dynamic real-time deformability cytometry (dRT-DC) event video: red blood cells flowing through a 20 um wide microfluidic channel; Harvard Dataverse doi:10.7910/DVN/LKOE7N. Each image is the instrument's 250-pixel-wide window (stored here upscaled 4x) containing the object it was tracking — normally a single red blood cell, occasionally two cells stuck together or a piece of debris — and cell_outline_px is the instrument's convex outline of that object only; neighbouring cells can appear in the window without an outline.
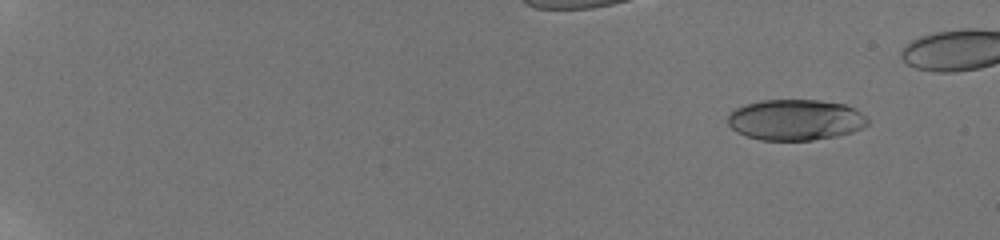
{"species": "human", "species_latin": "Homo sapiens", "temperature_condition": "room temperature", "stored_images_in_passage": 59, "camera_frame_rate_fps": 3000, "um_per_image_px": 0.085, "donor": {"sex": "male"}, "frame": {"image": 1, "passage_image": 3, "time_ms": 1.333, "image_size_px": [1000, 240], "cell_outline_px": [[868, 124], [852, 132], [836, 136], [812, 140], [760, 140], [736, 132], [728, 124], [728, 116], [736, 108], [744, 104], [764, 100], [820, 100], [844, 104], [856, 108], [868, 120]], "centroid_in_image_um": [67.61, 10.18], "position_along_channel_um": 17.4, "area_um2": 33.23}}
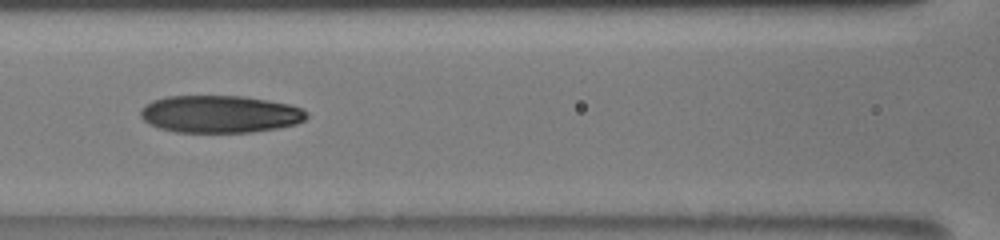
{"frame": {"image": 2, "passage_image": 33, "time_ms": 9.667, "image_size_px": [1000, 240], "cell_outline_px": [[308, 116], [304, 120], [296, 124], [280, 128], [252, 132], [176, 132], [160, 128], [148, 124], [140, 116], [140, 108], [144, 104], [152, 100], [168, 96], [244, 96], [268, 100], [288, 104], [300, 108], [308, 112]], "centroid_in_image_um": [18.68, 9.7], "position_along_channel_um": 147.9, "area_um2": 36.41}}
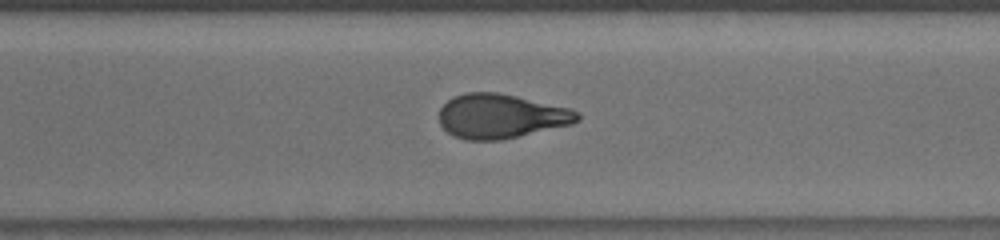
{"frame": {"image": 3, "passage_image": 45, "time_ms": 14.333, "image_size_px": [1000, 240], "cell_outline_px": [[580, 120], [572, 124], [500, 140], [464, 140], [452, 136], [440, 124], [440, 108], [448, 100], [464, 92], [496, 92], [516, 96], [572, 108], [580, 112]], "centroid_in_image_um": [42.6, 9.87], "position_along_channel_um": 328.0, "area_um2": 35.78}}